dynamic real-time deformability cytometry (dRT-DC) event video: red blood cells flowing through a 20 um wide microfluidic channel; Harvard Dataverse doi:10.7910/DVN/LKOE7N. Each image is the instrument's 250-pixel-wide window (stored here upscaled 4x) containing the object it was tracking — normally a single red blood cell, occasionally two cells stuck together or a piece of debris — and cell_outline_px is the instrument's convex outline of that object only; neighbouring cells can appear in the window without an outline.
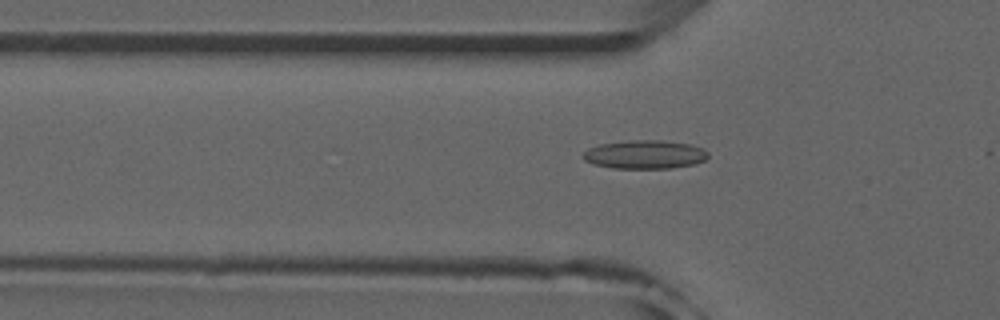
{"species": "common noctule bat (a hibernating species)", "species_latin": "Nyctalus noctula", "temperature_condition": "room temperature", "stored_images_in_passage": 37, "camera_frame_rate_fps": 3000, "um_per_image_px": 0.085, "animal": {"sex": "male", "forearm_length_mm": 52.5}, "frame": {"image": 1, "passage_image": 2, "time_ms": 0.333, "image_size_px": [1000, 320], "cell_outline_px": [[708, 156], [704, 160], [696, 164], [672, 168], [612, 168], [596, 164], [584, 160], [580, 156], [588, 148], [600, 144], [632, 140], [660, 140], [688, 144], [704, 148], [708, 152]], "centroid_in_image_um": [54.82, 13.13], "position_along_channel_um": 71.0, "area_um2": 20.81}}
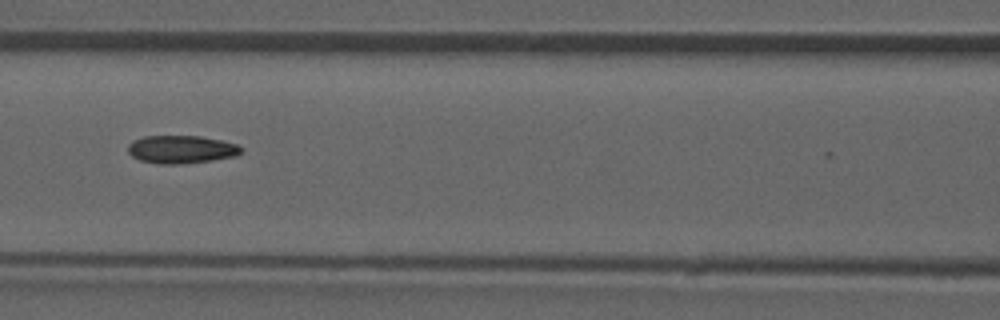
{"frame": {"image": 2, "passage_image": 8, "time_ms": 2.333, "image_size_px": [1000, 320], "cell_outline_px": [[244, 148], [236, 156], [212, 160], [180, 164], [160, 164], [140, 160], [132, 156], [128, 152], [128, 144], [132, 140], [144, 136], [200, 136], [220, 140], [236, 144]], "centroid_in_image_um": [15.39, 12.69], "position_along_channel_um": 151.2, "area_um2": 18.44}}
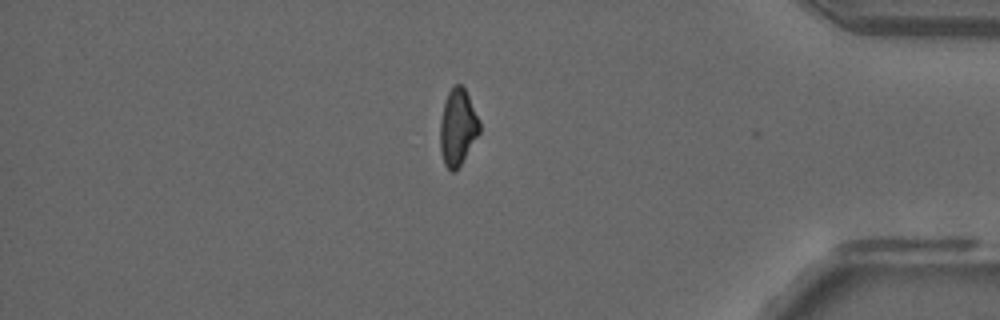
{"frame": {"image": 3, "passage_image": 29, "time_ms": 9.333, "image_size_px": [1000, 320], "cell_outline_px": [[480, 132], [460, 164], [452, 172], [444, 164], [440, 152], [440, 120], [444, 100], [448, 92], [456, 84], [460, 84], [464, 88], [480, 120]], "centroid_in_image_um": [38.89, 10.8], "position_along_channel_um": 396.3, "area_um2": 17.4}, "authors_computed_cell_mechanics": {"area_um2": 18.1492, "velocity_mm_per_s": 3.9658, "shape_relaxation_time_tau1_ms": null, "shape_relaxation_time_tau2_ms": 3.66, "deformation_change_tau1": null, "deformation_change_tau2": 0.1027}}